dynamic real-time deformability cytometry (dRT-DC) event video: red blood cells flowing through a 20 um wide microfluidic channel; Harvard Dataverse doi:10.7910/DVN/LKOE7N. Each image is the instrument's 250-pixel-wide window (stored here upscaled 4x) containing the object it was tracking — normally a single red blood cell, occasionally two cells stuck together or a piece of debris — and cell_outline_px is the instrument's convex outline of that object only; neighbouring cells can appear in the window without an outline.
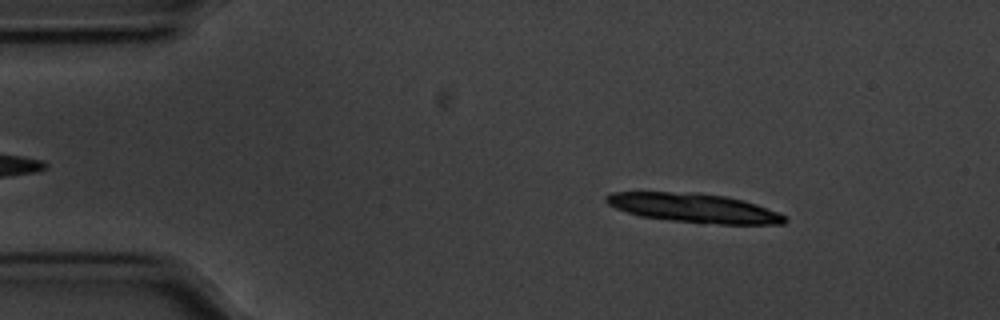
{"species": "common noctule bat (a hibernating species)", "species_latin": "Nyctalus noctula", "temperature_condition": "cold", "stored_images_in_passage": 22, "camera_frame_rate_fps": 3000, "um_per_image_px": 0.085, "animal": {"sex": "male", "body_mass_g": 20.1, "forearm_length_mm": 53.5}, "frame": {"image": 1, "passage_image": 7, "time_ms": 2.0, "image_size_px": [1000, 320], "cell_outline_px": [[788, 220], [784, 224], [720, 224], [672, 220], [640, 216], [616, 208], [608, 204], [604, 200], [604, 196], [608, 192], [696, 192], [724, 196], [744, 200], [756, 204], [776, 212], [784, 216]], "centroid_in_image_um": [58.95, 17.66], "position_along_channel_um": 26.1, "area_um2": 30.11}}
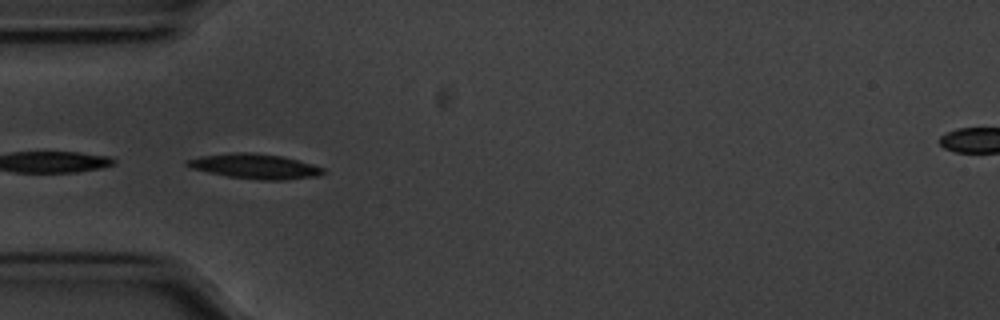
{"frame": {"image": 2, "passage_image": 16, "time_ms": 5.0, "image_size_px": [1000, 320], "cell_outline_px": [[324, 172], [320, 176], [284, 180], [260, 180], [228, 176], [208, 172], [192, 168], [184, 164], [184, 160], [200, 156], [232, 152], [252, 152], [280, 156], [312, 164], [324, 168]], "centroid_in_image_um": [21.64, 14.13], "position_along_channel_um": 63.4, "area_um2": 19.71}}